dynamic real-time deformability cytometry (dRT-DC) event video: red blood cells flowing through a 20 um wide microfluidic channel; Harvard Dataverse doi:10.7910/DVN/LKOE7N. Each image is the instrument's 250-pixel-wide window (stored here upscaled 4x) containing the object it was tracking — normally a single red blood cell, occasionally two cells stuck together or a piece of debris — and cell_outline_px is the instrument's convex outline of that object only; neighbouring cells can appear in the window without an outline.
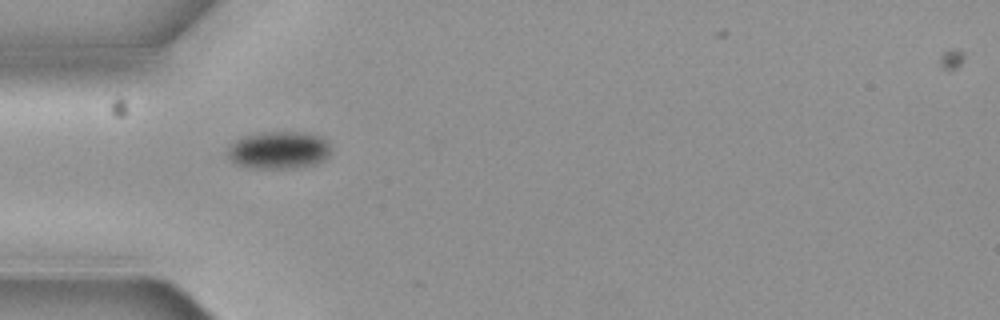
{"species": "common noctule bat (a hibernating species)", "species_latin": "Nyctalus noctula", "temperature_condition": "cold", "stored_images_in_passage": 1, "camera_frame_rate_fps": 3000, "um_per_image_px": 0.085, "animal": {"sex": "female", "body_mass_g": 19.3, "forearm_length_mm": 54.1}, "frame": {"image": 1, "passage_image": 1, "time_ms": 0.0, "image_size_px": [1000, 320], "cell_outline_px": [[332, 148], [328, 156], [324, 160], [316, 164], [296, 168], [248, 168], [236, 164], [228, 156], [228, 148], [236, 140], [244, 136], [264, 132], [308, 132], [320, 136], [328, 140]], "centroid_in_image_um": [23.75, 12.76], "position_along_channel_um": 61.2, "area_um2": 22.83}}